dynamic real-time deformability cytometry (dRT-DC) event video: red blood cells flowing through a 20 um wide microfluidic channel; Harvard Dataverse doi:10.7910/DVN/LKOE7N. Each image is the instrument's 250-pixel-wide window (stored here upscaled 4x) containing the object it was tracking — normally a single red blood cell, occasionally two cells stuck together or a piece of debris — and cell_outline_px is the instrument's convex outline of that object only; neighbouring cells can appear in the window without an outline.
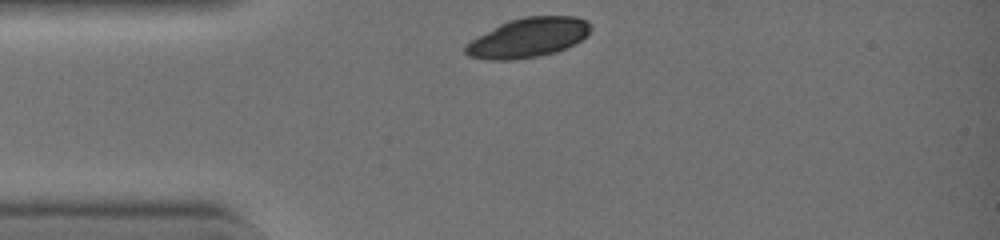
{"species": "common noctule bat (a hibernating species)", "species_latin": "Nyctalus noctula", "temperature_condition": "warm", "stored_images_in_passage": 29, "camera_frame_rate_fps": 3000, "um_per_image_px": 0.085, "animal": {"sex": "female", "body_mass_g": 19.0, "forearm_length_mm": 51.5}, "frame": {"image": 1, "passage_image": 1, "time_ms": 0.0, "image_size_px": [1000, 240], "cell_outline_px": [[592, 28], [580, 40], [556, 52], [536, 56], [512, 60], [484, 60], [468, 56], [464, 52], [464, 48], [472, 40], [500, 24], [524, 16], [576, 16], [588, 20], [592, 24]], "centroid_in_image_um": [44.9, 3.2], "position_along_channel_um": 40.1, "area_um2": 28.5}}
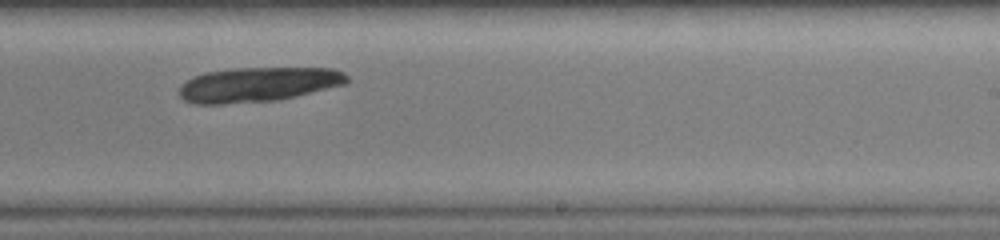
{"frame": {"image": 2, "passage_image": 18, "time_ms": 5.667, "image_size_px": [1000, 240], "cell_outline_px": [[348, 84], [280, 100], [224, 104], [192, 104], [184, 100], [180, 96], [180, 84], [192, 76], [208, 72], [236, 68], [332, 68], [344, 72], [348, 76]], "centroid_in_image_um": [21.95, 7.19], "position_along_channel_um": 267.0, "area_um2": 34.22}}
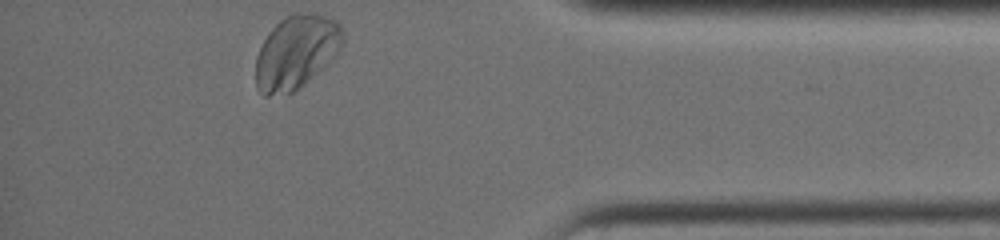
{"frame": {"image": 3, "passage_image": 29, "time_ms": 9.333, "image_size_px": [1000, 240], "cell_outline_px": [[344, 40], [340, 48], [300, 88], [292, 92], [268, 96], [264, 96], [256, 88], [256, 56], [268, 32], [280, 20], [292, 12], [316, 12], [328, 16], [336, 20], [344, 28]], "centroid_in_image_um": [25.17, 4.37], "position_along_channel_um": 410.0, "area_um2": 37.34}}